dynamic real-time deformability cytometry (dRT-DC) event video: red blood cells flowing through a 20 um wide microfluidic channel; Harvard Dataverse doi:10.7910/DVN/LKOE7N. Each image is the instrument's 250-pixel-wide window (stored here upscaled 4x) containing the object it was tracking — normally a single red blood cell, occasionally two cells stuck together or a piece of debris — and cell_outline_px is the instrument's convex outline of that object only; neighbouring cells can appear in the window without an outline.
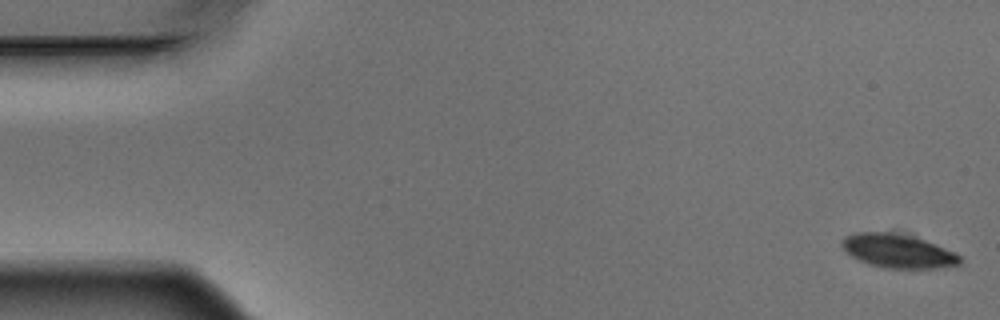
{"species": "Egyptian fruit bat (a non-hibernating species)", "species_latin": "Rousettus aegyptiacus", "temperature_condition": "warm", "stored_images_in_passage": 6, "segment_of_instrument_passage": [1, 2], "camera_frame_rate_fps": 3000, "um_per_image_px": 0.085, "animal": {"sex": "male"}, "frame": {"image": 1, "passage_image": 1, "time_ms": 0.0, "image_size_px": [1000, 320], "cell_outline_px": [[960, 264], [936, 268], [884, 268], [868, 264], [852, 256], [840, 244], [844, 236], [856, 232], [888, 232], [908, 236], [924, 240], [956, 252], [960, 256]], "centroid_in_image_um": [76.31, 21.34], "position_along_channel_um": 8.7, "area_um2": 22.89}}